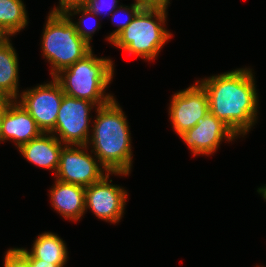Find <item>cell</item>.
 Here are the masks:
<instances>
[{
  "label": "cell",
  "mask_w": 266,
  "mask_h": 267,
  "mask_svg": "<svg viewBox=\"0 0 266 267\" xmlns=\"http://www.w3.org/2000/svg\"><path fill=\"white\" fill-rule=\"evenodd\" d=\"M52 78L50 83L23 91L19 101L43 133H50L55 128L64 95L59 82Z\"/></svg>",
  "instance_id": "cell-7"
},
{
  "label": "cell",
  "mask_w": 266,
  "mask_h": 267,
  "mask_svg": "<svg viewBox=\"0 0 266 267\" xmlns=\"http://www.w3.org/2000/svg\"><path fill=\"white\" fill-rule=\"evenodd\" d=\"M92 135V153L106 172L128 175L132 166L131 137L124 112L115 98L96 109ZM91 141V142H90Z\"/></svg>",
  "instance_id": "cell-2"
},
{
  "label": "cell",
  "mask_w": 266,
  "mask_h": 267,
  "mask_svg": "<svg viewBox=\"0 0 266 267\" xmlns=\"http://www.w3.org/2000/svg\"><path fill=\"white\" fill-rule=\"evenodd\" d=\"M196 84L172 96L169 114L178 135L193 128L209 112L207 93L198 82Z\"/></svg>",
  "instance_id": "cell-9"
},
{
  "label": "cell",
  "mask_w": 266,
  "mask_h": 267,
  "mask_svg": "<svg viewBox=\"0 0 266 267\" xmlns=\"http://www.w3.org/2000/svg\"><path fill=\"white\" fill-rule=\"evenodd\" d=\"M50 198L53 208L64 218L77 221L85 213V187L83 186L56 179L50 191Z\"/></svg>",
  "instance_id": "cell-14"
},
{
  "label": "cell",
  "mask_w": 266,
  "mask_h": 267,
  "mask_svg": "<svg viewBox=\"0 0 266 267\" xmlns=\"http://www.w3.org/2000/svg\"><path fill=\"white\" fill-rule=\"evenodd\" d=\"M72 12H74V13H72ZM80 12H82V16H80L79 18V22L77 23H74L73 22V24L75 25V27H76V31H77V33L79 34V36L83 39V40H85L89 45H90V40H91V38H92V35L91 34H94V32L97 30V28L99 29L100 28V26L99 25H97V26H95L94 28H92V29H90L89 30V28H88V30H87V28H86V30L85 29H83L82 28V24L81 23H84V21H85V19L84 18H86V17H90V16H94V17H96L97 15L94 13V12H92V11H90L88 8H86L85 6H82V7H76V8H72V9H70L67 13H66V15L68 16V17H70V16H73V14L75 15V14H79ZM87 19V18H86ZM85 24V23H84ZM85 26H86V24H85Z\"/></svg>",
  "instance_id": "cell-18"
},
{
  "label": "cell",
  "mask_w": 266,
  "mask_h": 267,
  "mask_svg": "<svg viewBox=\"0 0 266 267\" xmlns=\"http://www.w3.org/2000/svg\"><path fill=\"white\" fill-rule=\"evenodd\" d=\"M135 4L141 6L142 8H157V9H167L169 0H135Z\"/></svg>",
  "instance_id": "cell-23"
},
{
  "label": "cell",
  "mask_w": 266,
  "mask_h": 267,
  "mask_svg": "<svg viewBox=\"0 0 266 267\" xmlns=\"http://www.w3.org/2000/svg\"><path fill=\"white\" fill-rule=\"evenodd\" d=\"M252 71L236 69L197 81L206 91L209 112L237 136L245 135L256 122L258 97Z\"/></svg>",
  "instance_id": "cell-1"
},
{
  "label": "cell",
  "mask_w": 266,
  "mask_h": 267,
  "mask_svg": "<svg viewBox=\"0 0 266 267\" xmlns=\"http://www.w3.org/2000/svg\"><path fill=\"white\" fill-rule=\"evenodd\" d=\"M87 147L77 145L75 148L72 145H64L60 152L59 167L55 174L57 180L88 187L99 182L105 176L102 172L104 168L101 169V164L98 163L99 160H95L83 150Z\"/></svg>",
  "instance_id": "cell-8"
},
{
  "label": "cell",
  "mask_w": 266,
  "mask_h": 267,
  "mask_svg": "<svg viewBox=\"0 0 266 267\" xmlns=\"http://www.w3.org/2000/svg\"><path fill=\"white\" fill-rule=\"evenodd\" d=\"M8 106H0V133H1V127H2V119L3 116L7 110Z\"/></svg>",
  "instance_id": "cell-27"
},
{
  "label": "cell",
  "mask_w": 266,
  "mask_h": 267,
  "mask_svg": "<svg viewBox=\"0 0 266 267\" xmlns=\"http://www.w3.org/2000/svg\"><path fill=\"white\" fill-rule=\"evenodd\" d=\"M9 36L10 34L0 26V47L4 46L7 42L10 41Z\"/></svg>",
  "instance_id": "cell-25"
},
{
  "label": "cell",
  "mask_w": 266,
  "mask_h": 267,
  "mask_svg": "<svg viewBox=\"0 0 266 267\" xmlns=\"http://www.w3.org/2000/svg\"><path fill=\"white\" fill-rule=\"evenodd\" d=\"M108 1L110 0H88L85 7L94 12L97 16L100 14L102 15L101 11H107L106 13L109 15L115 10V8H117L118 0ZM106 7H109V10ZM105 8L107 10H105Z\"/></svg>",
  "instance_id": "cell-21"
},
{
  "label": "cell",
  "mask_w": 266,
  "mask_h": 267,
  "mask_svg": "<svg viewBox=\"0 0 266 267\" xmlns=\"http://www.w3.org/2000/svg\"><path fill=\"white\" fill-rule=\"evenodd\" d=\"M10 41L0 47V89L12 100L18 96V59Z\"/></svg>",
  "instance_id": "cell-16"
},
{
  "label": "cell",
  "mask_w": 266,
  "mask_h": 267,
  "mask_svg": "<svg viewBox=\"0 0 266 267\" xmlns=\"http://www.w3.org/2000/svg\"><path fill=\"white\" fill-rule=\"evenodd\" d=\"M118 8L120 9V10H118ZM117 9V10H116ZM114 11H113V13H111L112 15V22H116L117 20H115V19H117L116 17H118L119 15H118V13L120 12V11H126L125 13L127 14V17H126V19L123 21V22H121V23H117V28L118 29H116L113 33H111L110 34V36L109 37H107V40H109L110 41V43H111V41L121 32V31H123L130 23H131V21L135 18V16L137 15V13L142 9V7L141 6H139V5H136L135 3L134 4H131V7H129L128 8V6H126V7H123L122 5L121 6H119V7H117ZM119 11V12H118ZM116 15H118V16H116Z\"/></svg>",
  "instance_id": "cell-19"
},
{
  "label": "cell",
  "mask_w": 266,
  "mask_h": 267,
  "mask_svg": "<svg viewBox=\"0 0 266 267\" xmlns=\"http://www.w3.org/2000/svg\"><path fill=\"white\" fill-rule=\"evenodd\" d=\"M113 66L109 58H97L91 51L83 59L62 69L54 78L64 94L103 106L114 98L104 94L113 78Z\"/></svg>",
  "instance_id": "cell-3"
},
{
  "label": "cell",
  "mask_w": 266,
  "mask_h": 267,
  "mask_svg": "<svg viewBox=\"0 0 266 267\" xmlns=\"http://www.w3.org/2000/svg\"><path fill=\"white\" fill-rule=\"evenodd\" d=\"M166 11L157 8H142L111 43L129 54L145 60H153L172 35L164 28Z\"/></svg>",
  "instance_id": "cell-4"
},
{
  "label": "cell",
  "mask_w": 266,
  "mask_h": 267,
  "mask_svg": "<svg viewBox=\"0 0 266 267\" xmlns=\"http://www.w3.org/2000/svg\"><path fill=\"white\" fill-rule=\"evenodd\" d=\"M63 147L55 134L42 132L38 137L21 145L18 149L29 162L42 168L53 169L56 174Z\"/></svg>",
  "instance_id": "cell-13"
},
{
  "label": "cell",
  "mask_w": 266,
  "mask_h": 267,
  "mask_svg": "<svg viewBox=\"0 0 266 267\" xmlns=\"http://www.w3.org/2000/svg\"><path fill=\"white\" fill-rule=\"evenodd\" d=\"M259 193L262 194L263 198L266 200V190H257Z\"/></svg>",
  "instance_id": "cell-28"
},
{
  "label": "cell",
  "mask_w": 266,
  "mask_h": 267,
  "mask_svg": "<svg viewBox=\"0 0 266 267\" xmlns=\"http://www.w3.org/2000/svg\"><path fill=\"white\" fill-rule=\"evenodd\" d=\"M179 136L194 155L212 154L217 150L223 138L232 141L235 137H238L211 112H208L193 128L181 133Z\"/></svg>",
  "instance_id": "cell-11"
},
{
  "label": "cell",
  "mask_w": 266,
  "mask_h": 267,
  "mask_svg": "<svg viewBox=\"0 0 266 267\" xmlns=\"http://www.w3.org/2000/svg\"><path fill=\"white\" fill-rule=\"evenodd\" d=\"M13 100L0 89V106H9Z\"/></svg>",
  "instance_id": "cell-26"
},
{
  "label": "cell",
  "mask_w": 266,
  "mask_h": 267,
  "mask_svg": "<svg viewBox=\"0 0 266 267\" xmlns=\"http://www.w3.org/2000/svg\"><path fill=\"white\" fill-rule=\"evenodd\" d=\"M87 100L63 95V100L58 111L55 128L50 133L59 135L57 139L63 145L87 146L89 134V112L95 106Z\"/></svg>",
  "instance_id": "cell-6"
},
{
  "label": "cell",
  "mask_w": 266,
  "mask_h": 267,
  "mask_svg": "<svg viewBox=\"0 0 266 267\" xmlns=\"http://www.w3.org/2000/svg\"><path fill=\"white\" fill-rule=\"evenodd\" d=\"M42 131L36 125L35 120L23 108L13 100L2 119L0 141L11 139L16 143L17 148L38 137Z\"/></svg>",
  "instance_id": "cell-12"
},
{
  "label": "cell",
  "mask_w": 266,
  "mask_h": 267,
  "mask_svg": "<svg viewBox=\"0 0 266 267\" xmlns=\"http://www.w3.org/2000/svg\"><path fill=\"white\" fill-rule=\"evenodd\" d=\"M4 267H30V263L29 259L18 248H12L6 252Z\"/></svg>",
  "instance_id": "cell-20"
},
{
  "label": "cell",
  "mask_w": 266,
  "mask_h": 267,
  "mask_svg": "<svg viewBox=\"0 0 266 267\" xmlns=\"http://www.w3.org/2000/svg\"><path fill=\"white\" fill-rule=\"evenodd\" d=\"M27 18L22 0H0V26L10 35L25 28Z\"/></svg>",
  "instance_id": "cell-17"
},
{
  "label": "cell",
  "mask_w": 266,
  "mask_h": 267,
  "mask_svg": "<svg viewBox=\"0 0 266 267\" xmlns=\"http://www.w3.org/2000/svg\"><path fill=\"white\" fill-rule=\"evenodd\" d=\"M258 190H266V186H263L261 188H258Z\"/></svg>",
  "instance_id": "cell-29"
},
{
  "label": "cell",
  "mask_w": 266,
  "mask_h": 267,
  "mask_svg": "<svg viewBox=\"0 0 266 267\" xmlns=\"http://www.w3.org/2000/svg\"><path fill=\"white\" fill-rule=\"evenodd\" d=\"M30 267H63L65 264H53L36 258H28Z\"/></svg>",
  "instance_id": "cell-24"
},
{
  "label": "cell",
  "mask_w": 266,
  "mask_h": 267,
  "mask_svg": "<svg viewBox=\"0 0 266 267\" xmlns=\"http://www.w3.org/2000/svg\"><path fill=\"white\" fill-rule=\"evenodd\" d=\"M43 35V56L51 63L54 77L92 51V47L76 31L70 17L66 14L50 13L47 17Z\"/></svg>",
  "instance_id": "cell-5"
},
{
  "label": "cell",
  "mask_w": 266,
  "mask_h": 267,
  "mask_svg": "<svg viewBox=\"0 0 266 267\" xmlns=\"http://www.w3.org/2000/svg\"><path fill=\"white\" fill-rule=\"evenodd\" d=\"M59 8H54L50 13L54 14H66L70 9L76 7H82L87 4L88 0H59Z\"/></svg>",
  "instance_id": "cell-22"
},
{
  "label": "cell",
  "mask_w": 266,
  "mask_h": 267,
  "mask_svg": "<svg viewBox=\"0 0 266 267\" xmlns=\"http://www.w3.org/2000/svg\"><path fill=\"white\" fill-rule=\"evenodd\" d=\"M109 174L107 172L99 182L85 187V210L89 208L96 217L117 223L124 213L127 192L111 184L112 180L108 181Z\"/></svg>",
  "instance_id": "cell-10"
},
{
  "label": "cell",
  "mask_w": 266,
  "mask_h": 267,
  "mask_svg": "<svg viewBox=\"0 0 266 267\" xmlns=\"http://www.w3.org/2000/svg\"><path fill=\"white\" fill-rule=\"evenodd\" d=\"M18 249L27 258H36L53 264H65L68 258L64 241L51 232L38 235L30 252L24 248Z\"/></svg>",
  "instance_id": "cell-15"
}]
</instances>
